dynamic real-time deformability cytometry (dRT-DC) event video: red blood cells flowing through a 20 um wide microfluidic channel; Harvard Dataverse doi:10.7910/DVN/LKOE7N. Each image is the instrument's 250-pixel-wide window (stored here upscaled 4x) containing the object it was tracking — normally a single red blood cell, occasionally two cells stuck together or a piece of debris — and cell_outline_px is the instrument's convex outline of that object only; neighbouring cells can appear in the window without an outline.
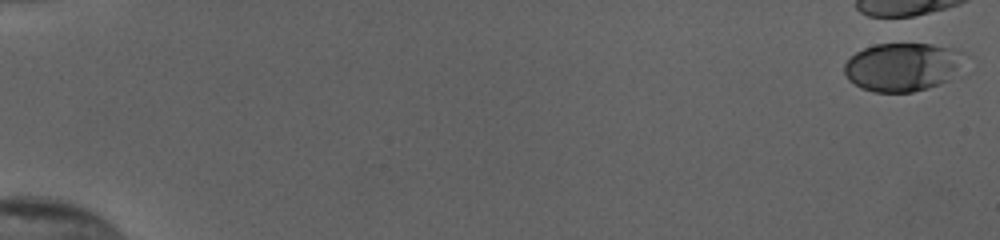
{"species": "human", "species_latin": "Homo sapiens", "temperature_condition": "cold", "stored_images_in_passage": 4, "camera_frame_rate_fps": 3000, "um_per_image_px": 0.085, "donor": {"sex": "female"}, "frame": {"image": 1, "passage_image": 1, "time_ms": 0.0, "image_size_px": [1000, 240], "cell_outline_px": [[964, 76], [928, 88], [912, 92], [872, 92], [860, 88], [848, 80], [844, 72], [844, 64], [856, 52], [864, 48], [876, 44], [932, 44], [956, 48], [964, 52]], "centroid_in_image_um": [76.84, 5.7], "position_along_channel_um": 8.2, "area_um2": 35.03}}